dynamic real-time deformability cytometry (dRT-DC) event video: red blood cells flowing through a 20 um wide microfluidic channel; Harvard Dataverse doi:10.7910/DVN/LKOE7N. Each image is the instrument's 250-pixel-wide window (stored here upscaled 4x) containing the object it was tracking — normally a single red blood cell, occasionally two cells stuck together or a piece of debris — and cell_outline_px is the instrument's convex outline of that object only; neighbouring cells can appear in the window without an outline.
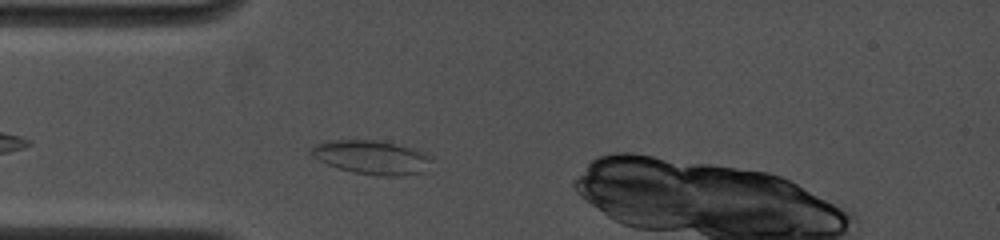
{"species": "common noctule bat (a hibernating species)", "species_latin": "Nyctalus noctula", "temperature_condition": "cold", "stored_images_in_passage": 28, "camera_frame_rate_fps": 4500, "um_per_image_px": 0.085, "animal": {"sex": "female", "body_mass_g": 19.0, "forearm_length_mm": 53.3}, "frame": {"image": 1, "passage_image": 5, "time_ms": 1.556, "image_size_px": [1000, 240], "cell_outline_px": [[432, 160], [424, 172], [404, 176], [380, 176], [352, 172], [328, 164], [312, 156], [308, 152], [316, 144], [332, 140], [384, 140], [412, 148], [432, 156]], "centroid_in_image_um": [31.64, 13.37], "position_along_channel_um": 53.4, "area_um2": 23.87}}
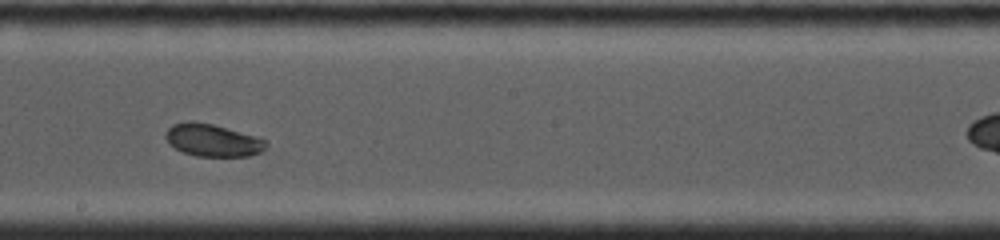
{"frame": {"image": 2, "passage_image": 18, "time_ms": 6.222, "image_size_px": [1000, 240], "cell_outline_px": [[268, 144], [260, 152], [248, 156], [196, 156], [184, 152], [176, 148], [164, 136], [164, 132], [172, 124], [192, 120], [212, 124], [268, 140]], "centroid_in_image_um": [18.06, 11.91], "position_along_channel_um": 230.1, "area_um2": 18.79}}
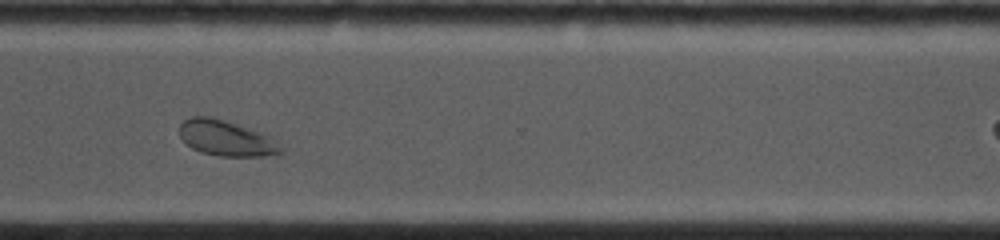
{"frame": {"image": 3, "passage_image": 24, "time_ms": 9.333, "image_size_px": [1000, 240], "cell_outline_px": [[284, 152], [280, 156], [220, 156], [200, 152], [192, 148], [180, 136], [180, 124], [184, 120], [192, 116], [208, 116], [224, 120], [260, 132], [276, 140], [284, 148]], "centroid_in_image_um": [19.29, 11.77], "position_along_channel_um": 351.3, "area_um2": 21.1}, "authors_computed_cell_mechanics": {"area_um2": 19.8254, "velocity_mm_per_s": 3.8906, "shape_relaxation_time_tau1_ms": 3.8975, "shape_relaxation_time_tau2_ms": 3.0266, "deformation_change_tau1": 0.0896, "deformation_change_tau2": 0.0535}}